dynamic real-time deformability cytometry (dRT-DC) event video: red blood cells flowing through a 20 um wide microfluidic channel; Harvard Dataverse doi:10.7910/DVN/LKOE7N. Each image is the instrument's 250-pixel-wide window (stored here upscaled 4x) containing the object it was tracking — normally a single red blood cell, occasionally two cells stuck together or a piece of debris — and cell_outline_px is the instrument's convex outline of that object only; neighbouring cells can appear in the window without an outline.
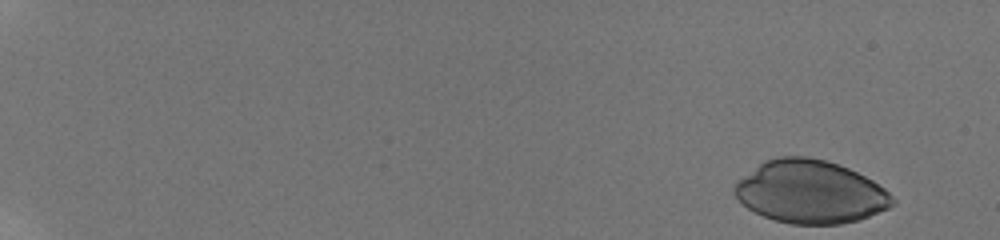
{"species": "human", "species_latin": "Homo sapiens", "temperature_condition": "room temperature", "stored_images_in_passage": 30, "camera_frame_rate_fps": 3000, "um_per_image_px": 0.085, "donor": {"sex": "male"}, "frame": {"image": 1, "passage_image": 1, "time_ms": 0.0, "image_size_px": [1000, 240], "cell_outline_px": [[896, 204], [888, 208], [860, 220], [840, 224], [792, 224], [776, 220], [764, 216], [748, 208], [732, 192], [736, 184], [744, 176], [764, 160], [776, 156], [808, 156], [824, 160], [848, 168], [872, 180], [884, 188], [896, 200]], "centroid_in_image_um": [68.9, 16.31], "position_along_channel_um": 16.1, "area_um2": 57.63}}